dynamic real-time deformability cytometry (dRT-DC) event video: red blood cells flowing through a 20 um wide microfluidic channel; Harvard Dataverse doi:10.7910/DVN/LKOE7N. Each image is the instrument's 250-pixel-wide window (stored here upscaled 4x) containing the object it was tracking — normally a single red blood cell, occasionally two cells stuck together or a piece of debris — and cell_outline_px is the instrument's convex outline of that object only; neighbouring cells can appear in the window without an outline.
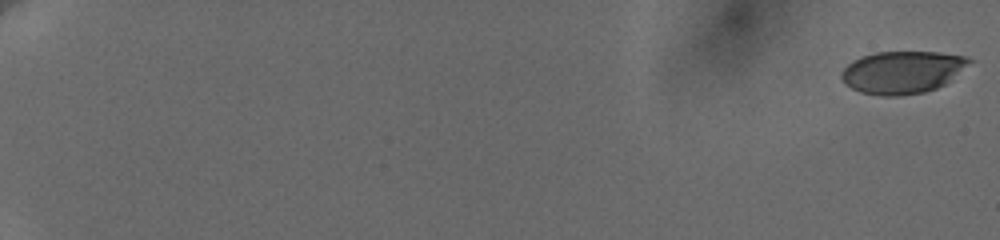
{"species": "human", "species_latin": "Homo sapiens", "temperature_condition": "cold", "stored_images_in_passage": 40, "camera_frame_rate_fps": 3000, "um_per_image_px": 0.085, "donor": {"sex": "female"}, "frame": {"image": 1, "passage_image": 1, "time_ms": 0.0, "image_size_px": [1000, 240], "cell_outline_px": [[972, 60], [944, 84], [936, 88], [924, 92], [900, 96], [884, 96], [860, 92], [844, 84], [840, 76], [840, 72], [852, 60], [860, 56], [876, 52], [936, 52], [968, 56]], "centroid_in_image_um": [76.63, 6.13], "position_along_channel_um": 8.4, "area_um2": 31.5}}
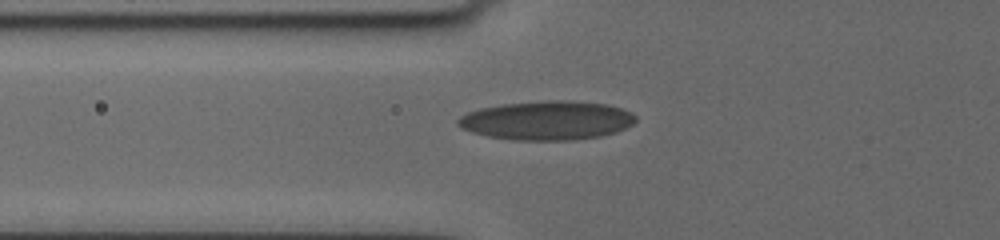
{"frame": {"image": 2, "passage_image": 26, "time_ms": 8.333, "image_size_px": [1000, 240], "cell_outline_px": [[636, 120], [632, 124], [616, 132], [600, 136], [572, 140], [516, 140], [488, 136], [472, 132], [460, 128], [456, 124], [456, 120], [460, 116], [468, 112], [480, 108], [500, 104], [544, 100], [568, 100], [608, 104], [632, 112], [636, 116]], "centroid_in_image_um": [46.47, 10.22], "position_along_channel_um": 79.3, "area_um2": 40.58}}
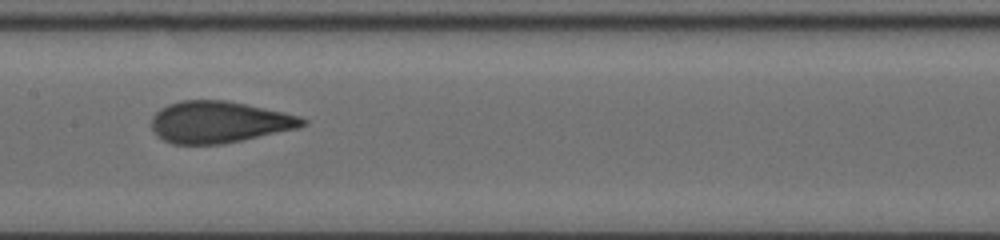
{"frame": {"image": 3, "passage_image": 39, "time_ms": 11.333, "image_size_px": [1000, 240], "cell_outline_px": [[308, 124], [296, 128], [240, 140], [220, 144], [172, 144], [164, 140], [152, 128], [152, 116], [160, 108], [168, 104], [180, 100], [228, 100], [284, 112], [300, 116], [308, 120]], "centroid_in_image_um": [18.62, 10.35], "position_along_channel_um": 188.8, "area_um2": 36.41}}